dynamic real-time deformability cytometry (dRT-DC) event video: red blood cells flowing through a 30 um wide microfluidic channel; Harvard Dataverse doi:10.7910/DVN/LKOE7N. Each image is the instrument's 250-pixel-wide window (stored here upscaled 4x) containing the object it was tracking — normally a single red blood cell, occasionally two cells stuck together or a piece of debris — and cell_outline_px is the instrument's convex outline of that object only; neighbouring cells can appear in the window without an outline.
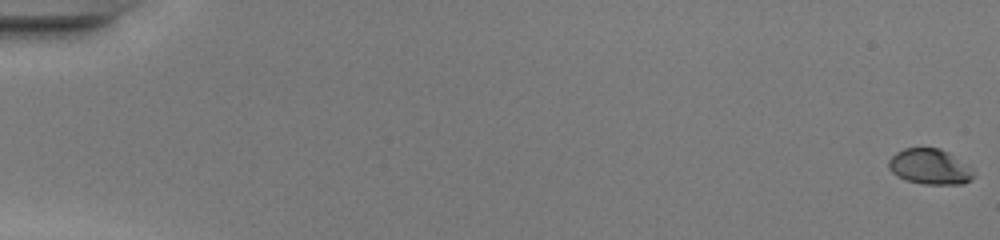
{"species": "common noctule bat (a hibernating species)", "species_latin": "Nyctalus noctula", "temperature_condition": "warm", "stored_images_in_passage": 50, "camera_frame_rate_fps": 3000, "um_per_image_px": 0.085, "animal": {"sex": "female", "body_mass_g": 20.0, "forearm_length_mm": 54.0}, "frame": {"image": 1, "passage_image": 1, "time_ms": 0.0, "image_size_px": [1000, 240], "cell_outline_px": [[976, 176], [972, 180], [964, 184], [924, 184], [908, 180], [896, 176], [888, 168], [888, 160], [896, 152], [904, 148], [940, 148], [948, 152], [968, 164], [972, 168]], "centroid_in_image_um": [79.07, 14.17], "position_along_channel_um": 5.9, "area_um2": 17.8}}
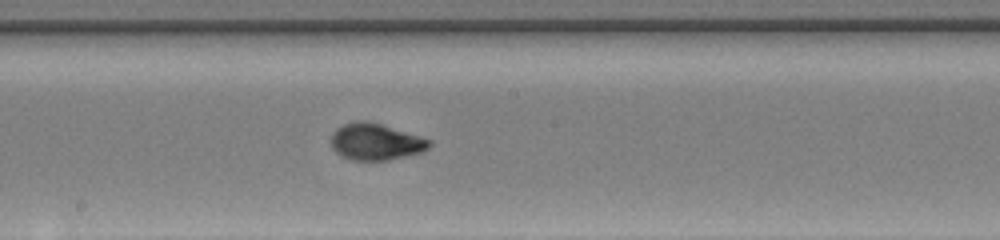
{"frame": {"image": 2, "passage_image": 29, "time_ms": 9.333, "image_size_px": [1000, 240], "cell_outline_px": [[432, 144], [428, 148], [420, 152], [388, 160], [352, 160], [336, 152], [332, 148], [332, 132], [336, 128], [344, 124], [356, 120], [368, 120], [432, 140]], "centroid_in_image_um": [31.92, 12.03], "position_along_channel_um": 216.3, "area_um2": 20.81}}
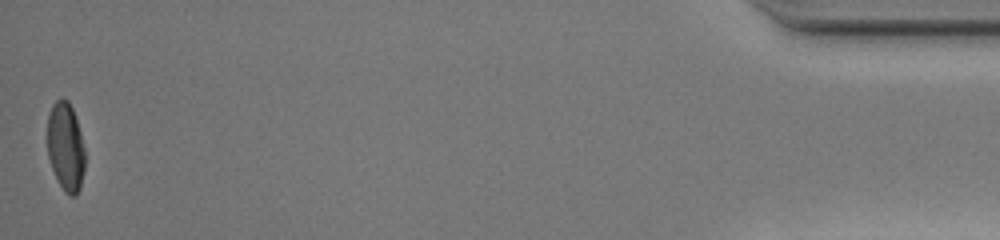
{"frame": {"image": 3, "passage_image": 50, "time_ms": 16.333, "image_size_px": [1000, 240], "cell_outline_px": [[84, 168], [80, 188], [76, 196], [68, 196], [64, 192], [52, 168], [48, 156], [48, 116], [52, 104], [60, 96], [64, 96], [68, 100], [72, 108], [80, 132], [84, 148]], "centroid_in_image_um": [5.57, 12.46], "position_along_channel_um": 429.6, "area_um2": 19.36}, "authors_computed_cell_mechanics": {"area_um2": 19.7965, "velocity_mm_per_s": 4.2816, "shape_relaxation_time_tau1_ms": 5.9134, "shape_relaxation_time_tau2_ms": null, "deformation_change_tau1": 0.237, "deformation_change_tau2": null}}